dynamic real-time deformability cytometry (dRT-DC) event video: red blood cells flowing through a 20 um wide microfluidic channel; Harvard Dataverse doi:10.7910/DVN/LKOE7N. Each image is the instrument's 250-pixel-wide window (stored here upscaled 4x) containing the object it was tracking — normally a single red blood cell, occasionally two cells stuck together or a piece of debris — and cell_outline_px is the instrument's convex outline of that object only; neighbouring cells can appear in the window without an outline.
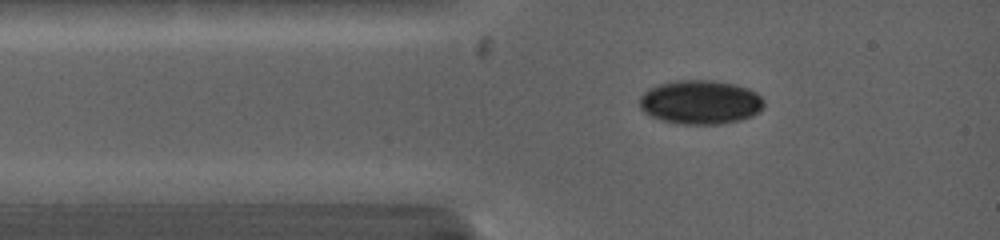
{"species": "common noctule bat (a hibernating species)", "species_latin": "Nyctalus noctula", "temperature_condition": "warm", "stored_images_in_passage": 6, "camera_frame_rate_fps": 5000, "um_per_image_px": 0.085, "animal": {"sex": "female", "body_mass_g": 19.0, "forearm_length_mm": 53.3}, "frame": {"image": 1, "passage_image": 2, "time_ms": 0.2, "image_size_px": [1000, 240], "cell_outline_px": [[764, 108], [760, 112], [752, 116], [740, 120], [720, 124], [680, 124], [660, 120], [644, 112], [640, 108], [640, 96], [648, 88], [660, 84], [676, 80], [712, 80], [736, 84], [748, 88], [756, 92], [764, 100]], "centroid_in_image_um": [59.55, 8.68], "position_along_channel_um": 25.4, "area_um2": 32.19}}
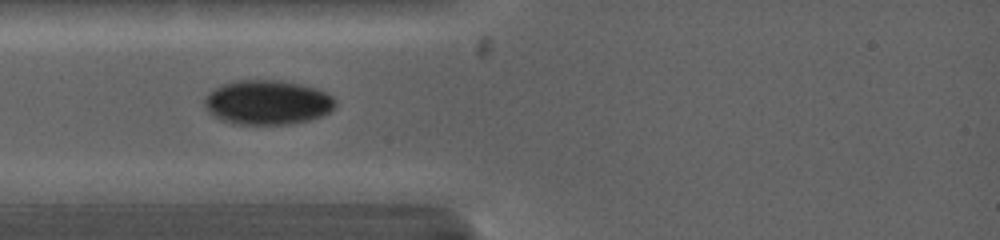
{"frame": {"image": 2, "passage_image": 4, "time_ms": 1.4, "image_size_px": [1000, 240], "cell_outline_px": [[336, 108], [320, 116], [308, 120], [292, 124], [232, 124], [220, 120], [204, 104], [204, 96], [208, 92], [224, 84], [236, 80], [272, 80], [300, 84], [316, 88], [332, 96], [336, 100]], "centroid_in_image_um": [22.74, 8.71], "position_along_channel_um": 62.3, "area_um2": 33.76}}
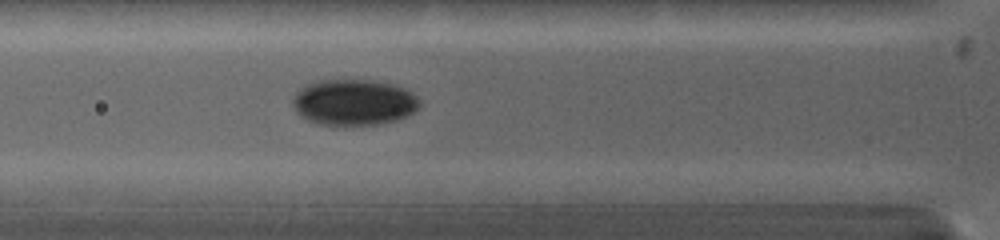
{"frame": {"image": 3, "passage_image": 5, "time_ms": 2.2, "image_size_px": [1000, 240], "cell_outline_px": [[420, 104], [412, 112], [396, 120], [376, 124], [320, 124], [308, 120], [296, 112], [292, 104], [292, 100], [296, 92], [300, 88], [316, 80], [372, 80], [396, 84], [404, 88], [416, 96], [420, 100]], "centroid_in_image_um": [30.05, 8.67], "position_along_channel_um": 95.7, "area_um2": 33.76}}